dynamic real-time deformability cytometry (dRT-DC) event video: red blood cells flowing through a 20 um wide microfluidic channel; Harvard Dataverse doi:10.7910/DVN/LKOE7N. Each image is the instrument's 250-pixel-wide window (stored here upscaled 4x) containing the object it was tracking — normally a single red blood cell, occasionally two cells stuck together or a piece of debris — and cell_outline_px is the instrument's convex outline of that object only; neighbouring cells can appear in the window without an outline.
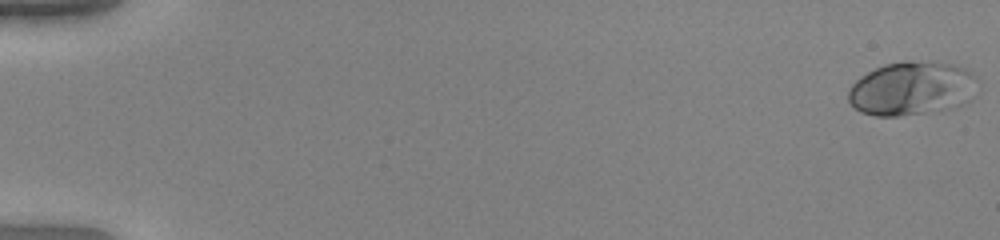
{"species": "human", "species_latin": "Homo sapiens", "temperature_condition": "warm", "stored_images_in_passage": 53, "camera_frame_rate_fps": 3000, "um_per_image_px": 0.085, "donor": {"sex": "female"}, "frame": {"image": 1, "passage_image": 1, "time_ms": 0.0, "image_size_px": [1000, 240], "cell_outline_px": [[976, 76], [972, 100], [956, 108], [944, 112], [900, 116], [876, 116], [860, 112], [848, 100], [848, 88], [860, 76], [884, 64], [904, 60], [908, 60], [956, 64], [972, 72]], "centroid_in_image_um": [77.53, 7.54], "position_along_channel_um": 7.5, "area_um2": 41.38}}
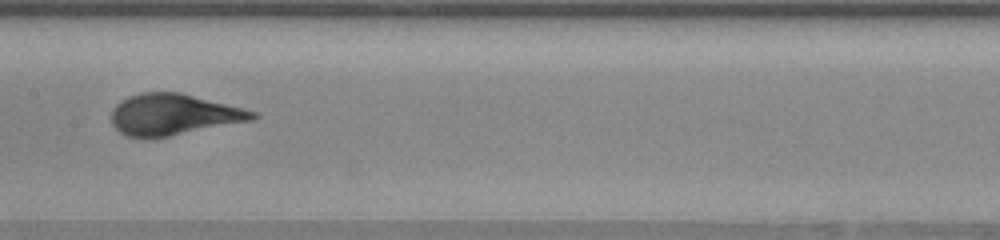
{"frame": {"image": 2, "passage_image": 29, "time_ms": 9.333, "image_size_px": [1000, 240], "cell_outline_px": [[260, 116], [252, 120], [168, 136], [144, 140], [128, 136], [120, 132], [112, 124], [112, 108], [120, 100], [128, 96], [140, 92], [180, 92], [260, 112]], "centroid_in_image_um": [14.73, 9.74], "position_along_channel_um": 192.7, "area_um2": 34.16}}
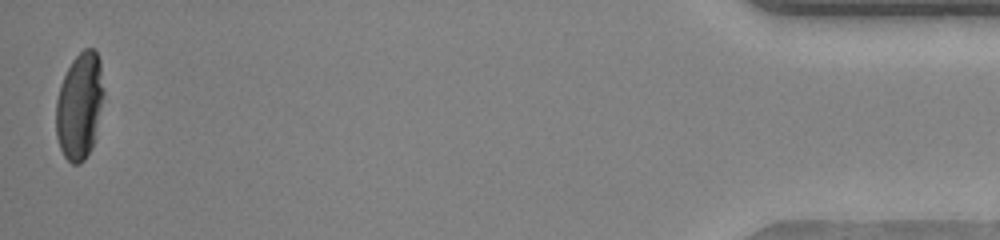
{"frame": {"image": 3, "passage_image": 53, "time_ms": 17.333, "image_size_px": [1000, 240], "cell_outline_px": [[104, 96], [92, 148], [84, 160], [80, 164], [72, 164], [64, 156], [60, 148], [56, 136], [56, 100], [60, 84], [72, 60], [84, 48], [92, 48], [96, 52], [100, 60], [104, 92]], "centroid_in_image_um": [6.76, 9.01], "position_along_channel_um": 428.4, "area_um2": 29.77}}